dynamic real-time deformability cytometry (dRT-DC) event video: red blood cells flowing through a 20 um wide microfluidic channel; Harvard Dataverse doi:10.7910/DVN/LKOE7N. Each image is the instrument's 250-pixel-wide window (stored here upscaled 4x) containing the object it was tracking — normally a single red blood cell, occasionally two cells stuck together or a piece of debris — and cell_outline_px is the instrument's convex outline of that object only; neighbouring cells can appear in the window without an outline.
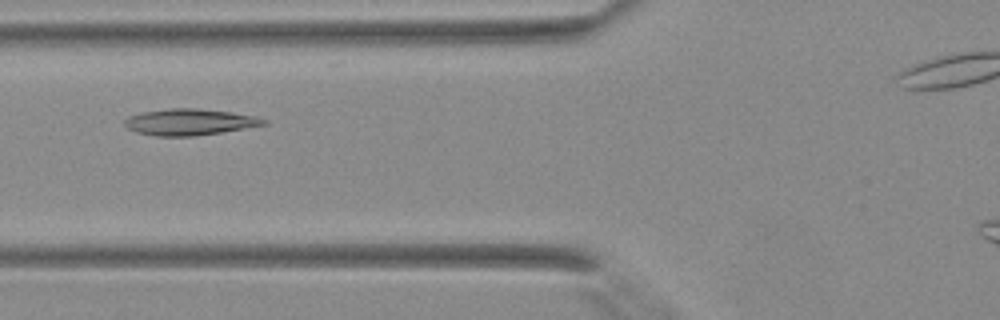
{"species": "Egyptian fruit bat (a non-hibernating species)", "species_latin": "Rousettus aegyptiacus", "temperature_condition": "warm", "stored_images_in_passage": 2, "camera_frame_rate_fps": 3000, "um_per_image_px": 0.085, "animal": {"sex": "female"}, "frame": {"image": 1, "passage_image": 2, "time_ms": 0.333, "image_size_px": [1000, 320], "cell_outline_px": [[268, 124], [196, 136], [156, 136], [136, 132], [128, 128], [124, 124], [124, 120], [128, 116], [144, 112], [168, 108], [196, 108], [232, 112], [256, 116], [268, 120]], "centroid_in_image_um": [16.12, 10.37], "position_along_channel_um": 109.7, "area_um2": 21.33}}